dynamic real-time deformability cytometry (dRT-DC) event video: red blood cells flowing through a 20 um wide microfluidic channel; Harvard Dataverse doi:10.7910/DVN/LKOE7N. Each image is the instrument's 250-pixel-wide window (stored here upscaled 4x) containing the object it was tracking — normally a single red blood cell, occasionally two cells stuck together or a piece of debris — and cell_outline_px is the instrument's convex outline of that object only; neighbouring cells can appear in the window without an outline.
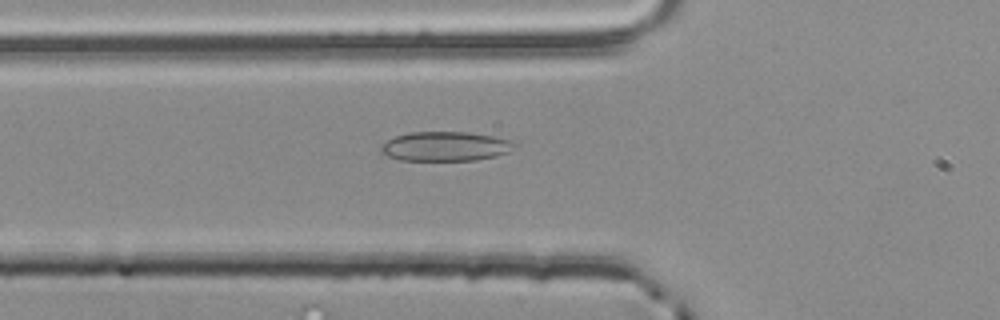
{"species": "common noctule bat (a hibernating species)", "species_latin": "Nyctalus noctula", "temperature_condition": "room temperature", "stored_images_in_passage": 43, "camera_frame_rate_fps": 3000, "um_per_image_px": 0.085, "animal": {"sex": "male", "body_mass_g": 20.4}, "frame": {"image": 1, "passage_image": 8, "time_ms": 2.333, "image_size_px": [1000, 320], "cell_outline_px": [[516, 148], [508, 152], [496, 156], [476, 160], [400, 160], [388, 156], [380, 152], [380, 148], [388, 140], [396, 136], [408, 132], [468, 132], [492, 136], [512, 140], [516, 144]], "centroid_in_image_um": [37.89, 12.44], "position_along_channel_um": 87.9, "area_um2": 22.89}}
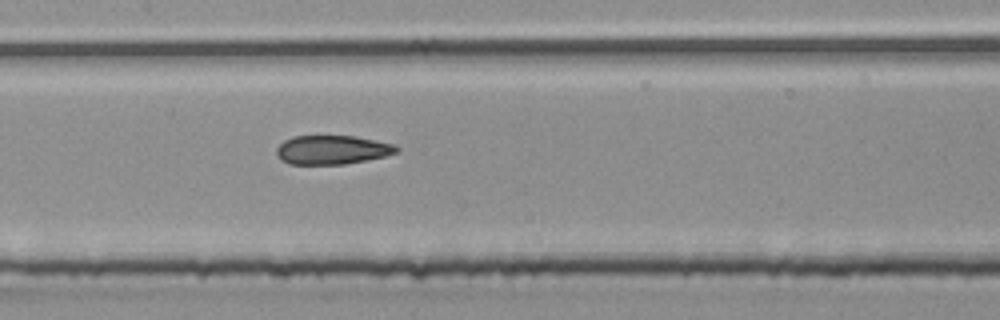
{"frame": {"image": 2, "passage_image": 15, "time_ms": 4.667, "image_size_px": [1000, 320], "cell_outline_px": [[400, 148], [396, 152], [384, 156], [344, 164], [288, 164], [280, 160], [276, 156], [276, 148], [284, 140], [292, 136], [356, 136], [376, 140], [392, 144]], "centroid_in_image_um": [28.17, 12.73], "position_along_channel_um": 179.2, "area_um2": 20.23}}
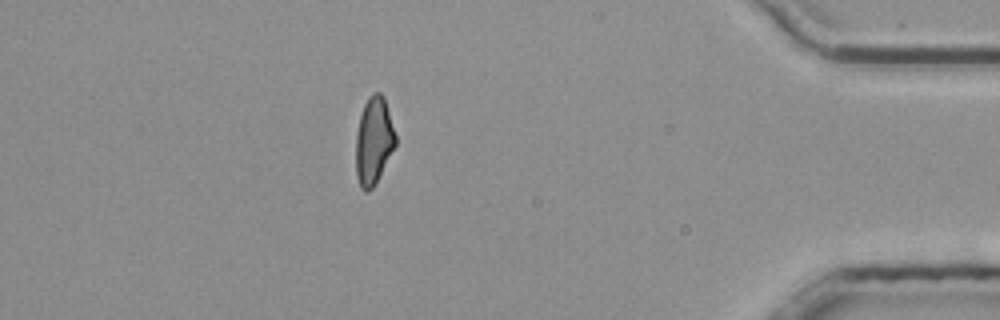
{"frame": {"image": 3, "passage_image": 36, "time_ms": 11.667, "image_size_px": [1000, 320], "cell_outline_px": [[396, 144], [372, 188], [368, 192], [364, 192], [360, 188], [356, 172], [356, 136], [360, 116], [364, 104], [368, 96], [372, 92], [380, 92], [384, 96], [396, 136]], "centroid_in_image_um": [31.75, 11.94], "position_along_channel_um": 403.4, "area_um2": 20.0}, "authors_computed_cell_mechanics": {"area_um2": 20.6924, "velocity_mm_per_s": 3.8705, "shape_relaxation_time_tau1_ms": 10.8267, "shape_relaxation_time_tau2_ms": 2.6326, "deformation_change_tau1": 0.2267, "deformation_change_tau2": 0.1019}}